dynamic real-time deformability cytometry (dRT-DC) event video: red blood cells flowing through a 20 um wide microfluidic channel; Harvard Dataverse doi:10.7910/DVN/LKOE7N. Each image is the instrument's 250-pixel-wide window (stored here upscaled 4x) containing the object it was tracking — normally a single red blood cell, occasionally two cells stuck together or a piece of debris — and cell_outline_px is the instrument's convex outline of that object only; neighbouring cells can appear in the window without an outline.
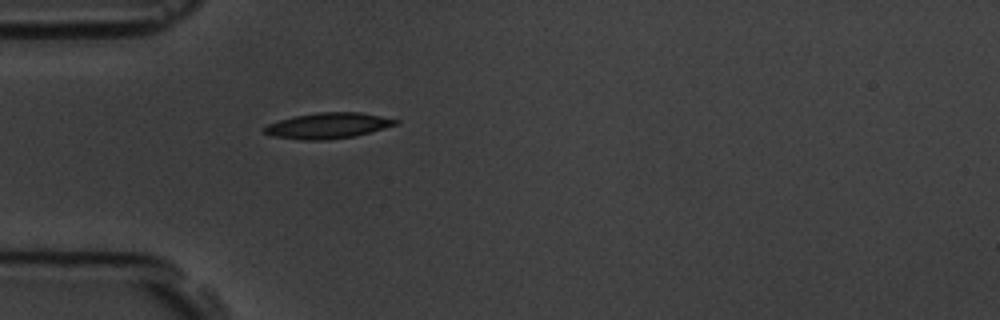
{"species": "common noctule bat (a hibernating species)", "species_latin": "Nyctalus noctula", "temperature_condition": "room temperature", "stored_images_in_passage": 5, "camera_frame_rate_fps": 3000, "um_per_image_px": 0.085, "animal": {"sex": "male", "body_mass_g": 19.5, "forearm_length_mm": 54.6}, "frame": {"image": 1, "passage_image": 5, "time_ms": 6.0, "image_size_px": [1000, 320], "cell_outline_px": [[400, 124], [352, 136], [328, 140], [304, 140], [272, 136], [264, 132], [264, 128], [268, 124], [292, 116], [316, 112], [360, 112], [400, 120]], "centroid_in_image_um": [27.88, 10.67], "position_along_channel_um": 57.1, "area_um2": 19.59}}